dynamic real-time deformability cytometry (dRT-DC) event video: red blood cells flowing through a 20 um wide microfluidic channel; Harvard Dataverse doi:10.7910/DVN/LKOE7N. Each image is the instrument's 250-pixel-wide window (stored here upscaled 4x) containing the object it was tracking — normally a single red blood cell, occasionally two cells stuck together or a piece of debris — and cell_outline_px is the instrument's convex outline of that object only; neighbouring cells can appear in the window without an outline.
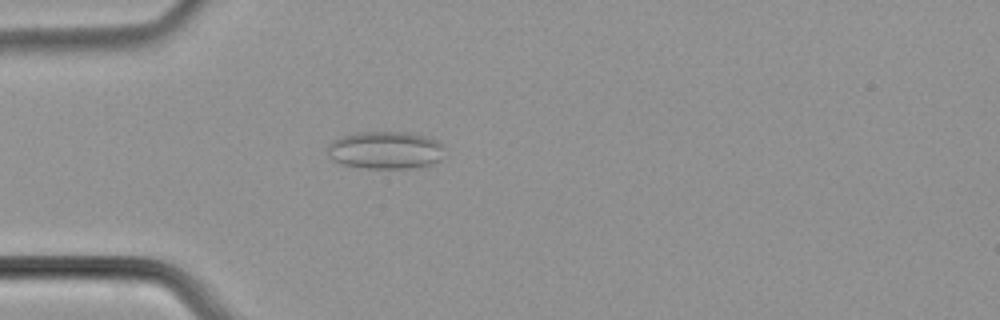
{"species": "common noctule bat (a hibernating species)", "species_latin": "Nyctalus noctula", "temperature_condition": "cold", "stored_images_in_passage": 40, "camera_frame_rate_fps": 3000, "um_per_image_px": 0.085, "animal": {"sex": "male", "body_mass_g": 21.5, "forearm_length_mm": 52.0}, "frame": {"image": 1, "passage_image": 1, "time_ms": 0.0, "image_size_px": [1000, 320], "cell_outline_px": [[440, 160], [432, 164], [412, 168], [368, 168], [344, 164], [332, 160], [328, 152], [328, 144], [332, 140], [356, 132], [404, 132], [428, 136], [436, 140], [440, 144]], "centroid_in_image_um": [32.72, 12.75], "position_along_channel_um": 52.3, "area_um2": 25.32}}
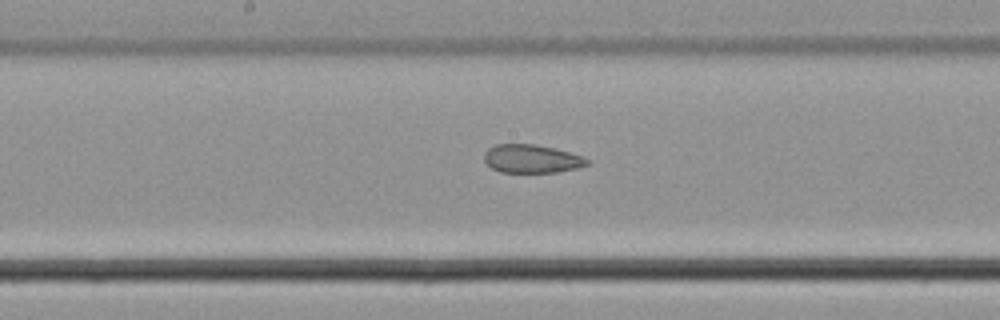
{"frame": {"image": 2, "passage_image": 14, "time_ms": 4.333, "image_size_px": [1000, 320], "cell_outline_px": [[588, 164], [580, 168], [556, 172], [500, 172], [492, 168], [484, 160], [484, 152], [488, 148], [496, 144], [532, 144], [552, 148], [568, 152], [580, 156], [588, 160]], "centroid_in_image_um": [45.15, 13.5], "position_along_channel_um": 203.0, "area_um2": 16.82}}
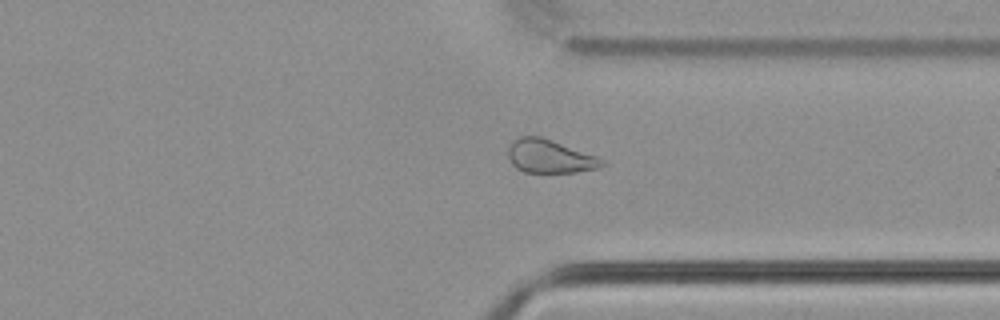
{"frame": {"image": 3, "passage_image": 27, "time_ms": 8.667, "image_size_px": [1000, 320], "cell_outline_px": [[608, 160], [604, 164], [596, 168], [576, 172], [524, 172], [516, 168], [512, 164], [508, 156], [508, 148], [512, 140], [520, 136], [540, 136], [552, 140]], "centroid_in_image_um": [46.72, 13.28], "position_along_channel_um": 364.7, "area_um2": 18.26}, "authors_computed_cell_mechanics": {"area_um2": 18.785, "velocity_mm_per_s": 3.7269, "shape_relaxation_time_tau1_ms": null, "shape_relaxation_time_tau2_ms": 3.9406, "deformation_change_tau1": null, "deformation_change_tau2": 0.1028}}